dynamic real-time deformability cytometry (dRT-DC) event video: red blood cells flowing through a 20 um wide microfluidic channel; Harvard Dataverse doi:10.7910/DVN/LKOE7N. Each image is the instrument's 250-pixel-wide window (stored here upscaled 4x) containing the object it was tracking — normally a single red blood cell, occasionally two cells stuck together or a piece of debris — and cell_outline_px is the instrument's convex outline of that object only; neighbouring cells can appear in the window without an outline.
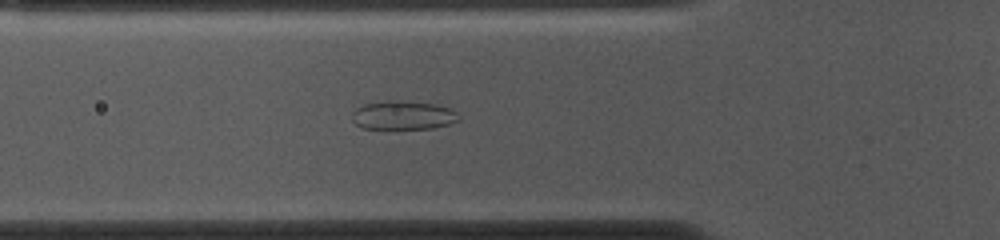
{"species": "common noctule bat (a hibernating species)", "species_latin": "Nyctalus noctula", "temperature_condition": "cold", "stored_images_in_passage": 44, "camera_frame_rate_fps": 3000, "um_per_image_px": 0.085, "animal": {"sex": "female", "body_mass_g": 10.0, "forearm_length_mm": 53.1}, "frame": {"image": 1, "passage_image": 8, "time_ms": 2.333, "image_size_px": [1000, 240], "cell_outline_px": [[460, 120], [452, 124], [432, 128], [364, 128], [356, 124], [352, 120], [352, 112], [356, 108], [364, 104], [388, 100], [400, 100], [436, 104], [452, 108], [460, 116]], "centroid_in_image_um": [34.31, 9.78], "position_along_channel_um": 91.5, "area_um2": 18.03}}
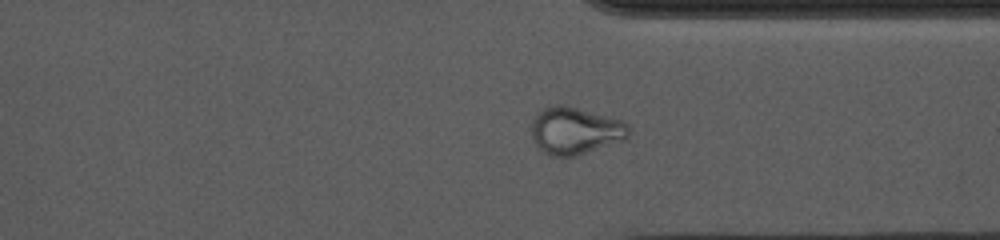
{"frame": {"image": 2, "passage_image": 30, "time_ms": 9.667, "image_size_px": [1000, 240], "cell_outline_px": [[628, 136], [624, 140], [576, 156], [552, 156], [544, 152], [536, 144], [532, 136], [532, 120], [544, 108], [556, 104], [560, 104], [576, 108], [620, 120], [628, 124]], "centroid_in_image_um": [48.88, 11.12], "position_along_channel_um": 362.5, "area_um2": 26.24}}
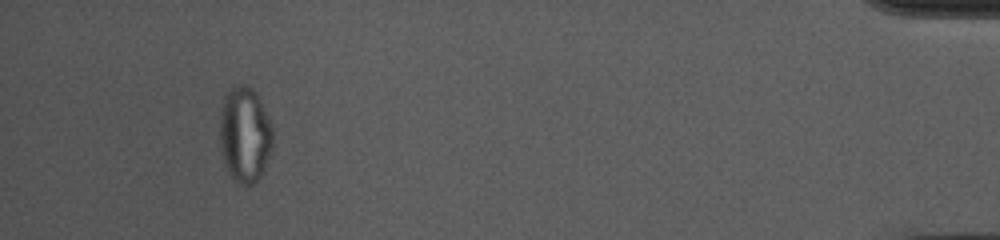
{"frame": {"image": 3, "passage_image": 40, "time_ms": 13.0, "image_size_px": [1000, 240], "cell_outline_px": [[272, 148], [264, 172], [260, 180], [252, 184], [240, 184], [232, 180], [224, 164], [220, 152], [220, 116], [224, 96], [232, 84], [248, 84], [256, 92], [260, 100], [272, 128]], "centroid_in_image_um": [20.79, 11.46], "position_along_channel_um": 414.4, "area_um2": 30.11}, "authors_computed_cell_mechanics": {"area_um2": 22.3397, "velocity_mm_per_s": 3.6977, "shape_relaxation_time_tau1_ms": null, "shape_relaxation_time_tau2_ms": 1.4105, "deformation_change_tau1": null, "deformation_change_tau2": 0.0629}}